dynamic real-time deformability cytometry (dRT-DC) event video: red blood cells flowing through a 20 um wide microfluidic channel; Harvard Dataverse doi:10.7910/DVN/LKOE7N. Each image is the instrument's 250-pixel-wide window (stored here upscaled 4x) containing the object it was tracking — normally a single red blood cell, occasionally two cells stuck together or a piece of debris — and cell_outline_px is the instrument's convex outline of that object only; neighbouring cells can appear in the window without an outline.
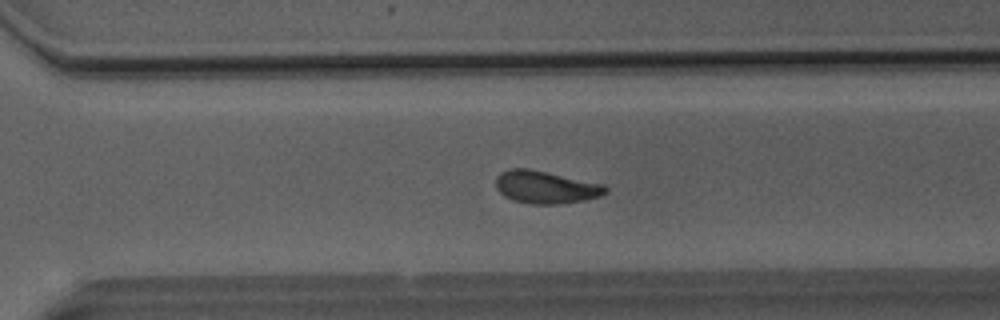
{"species": "Egyptian fruit bat (a non-hibernating species)", "species_latin": "Rousettus aegyptiacus", "temperature_condition": "room temperature", "stored_images_in_passage": 46, "camera_frame_rate_fps": 3000, "um_per_image_px": 0.085, "animal": {"sex": "male"}, "frame": {"image": 1, "passage_image": 31, "time_ms": 10.0, "image_size_px": [1000, 320], "cell_outline_px": [[608, 192], [600, 196], [584, 200], [556, 204], [532, 204], [512, 200], [504, 196], [496, 188], [496, 176], [500, 172], [512, 168], [528, 168], [604, 184], [608, 188]], "centroid_in_image_um": [46.37, 15.9], "position_along_channel_um": 324.2, "area_um2": 20.87}}
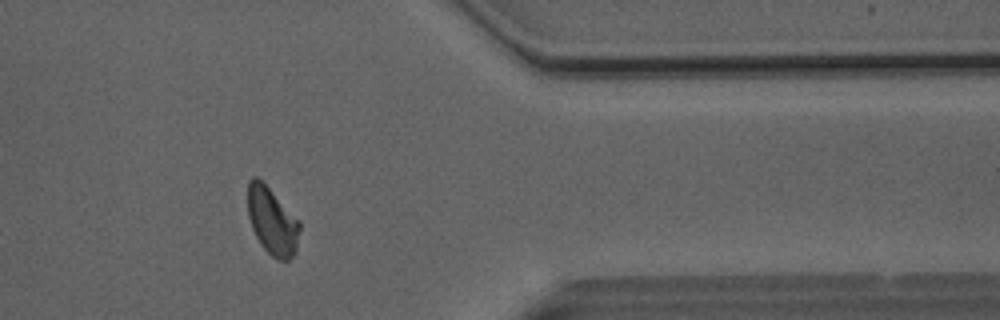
{"frame": {"image": 2, "passage_image": 37, "time_ms": 12.0, "image_size_px": [1000, 320], "cell_outline_px": [[300, 228], [296, 252], [288, 260], [280, 260], [272, 256], [260, 244], [252, 228], [248, 216], [248, 180], [252, 176], [256, 176], [300, 220]], "centroid_in_image_um": [23.14, 18.8], "position_along_channel_um": 388.3, "area_um2": 20.23}}
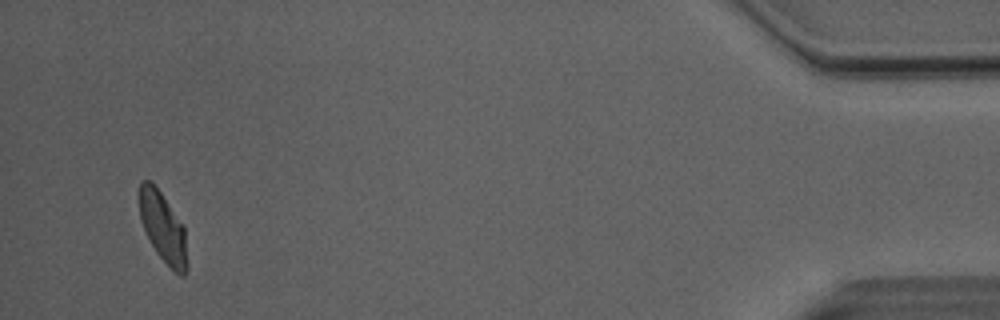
{"frame": {"image": 3, "passage_image": 44, "time_ms": 14.333, "image_size_px": [1000, 320], "cell_outline_px": [[188, 268], [184, 276], [180, 276], [156, 252], [140, 220], [140, 180], [152, 180], [184, 228], [188, 264]], "centroid_in_image_um": [13.86, 19.34], "position_along_channel_um": 421.3, "area_um2": 19.02}, "authors_computed_cell_mechanics": {"area_um2": 20.7502, "velocity_mm_per_s": 4.0589, "shape_relaxation_time_tau1_ms": 7.1038, "shape_relaxation_time_tau2_ms": 3.5433, "deformation_change_tau1": 0.1902, "deformation_change_tau2": 0.1068}}